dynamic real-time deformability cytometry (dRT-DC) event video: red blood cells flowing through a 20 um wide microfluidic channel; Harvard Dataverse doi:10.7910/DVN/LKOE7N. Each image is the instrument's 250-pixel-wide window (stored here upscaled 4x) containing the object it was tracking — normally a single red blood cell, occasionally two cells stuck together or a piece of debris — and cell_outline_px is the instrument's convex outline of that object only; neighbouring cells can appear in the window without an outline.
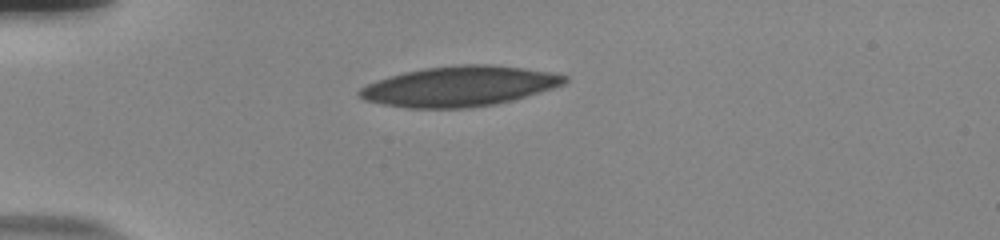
{"species": "human", "species_latin": "Homo sapiens", "temperature_condition": "room temperature", "stored_images_in_passage": 41, "camera_frame_rate_fps": 3000, "um_per_image_px": 0.085, "donor": {"sex": "male"}, "frame": {"image": 1, "passage_image": 1, "time_ms": 0.0, "image_size_px": [1000, 240], "cell_outline_px": [[568, 80], [564, 84], [552, 88], [512, 100], [496, 104], [464, 108], [408, 108], [384, 104], [364, 100], [356, 96], [356, 92], [360, 88], [376, 80], [388, 76], [404, 72], [424, 68], [460, 64], [488, 64], [524, 68], [556, 72], [568, 76]], "centroid_in_image_um": [39.04, 7.32], "position_along_channel_um": 46.0, "area_um2": 48.15}}
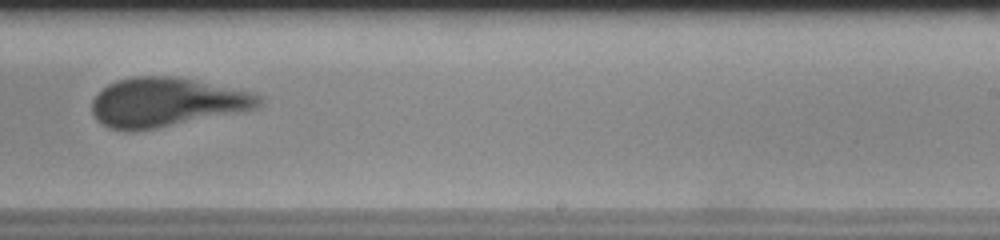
{"frame": {"image": 2, "passage_image": 22, "time_ms": 7.0, "image_size_px": [1000, 240], "cell_outline_px": [[264, 104], [256, 108], [156, 128], [132, 132], [108, 128], [96, 120], [92, 112], [92, 100], [108, 84], [116, 80], [132, 76], [172, 76], [252, 92], [260, 96], [264, 100]], "centroid_in_image_um": [14.1, 8.69], "position_along_channel_um": 274.9, "area_um2": 47.4}}
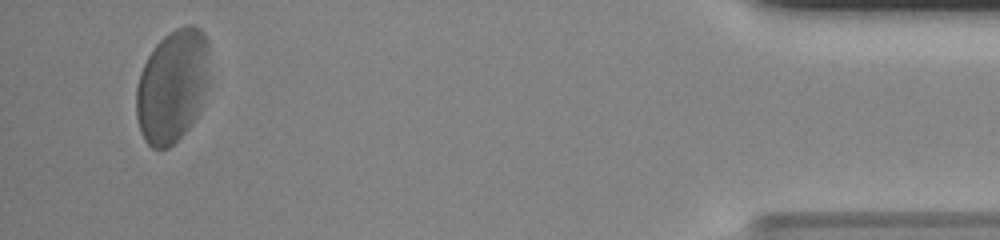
{"frame": {"image": 3, "passage_image": 39, "time_ms": 12.667, "image_size_px": [1000, 240], "cell_outline_px": [[208, 84], [200, 112], [196, 120], [168, 148], [152, 148], [144, 140], [140, 132], [136, 116], [136, 88], [140, 72], [148, 56], [156, 44], [168, 32], [184, 24], [192, 24], [200, 28], [204, 32], [208, 40]], "centroid_in_image_um": [14.66, 7.29], "position_along_channel_um": 420.5, "area_um2": 48.84}, "authors_computed_cell_mechanics": {"area_um2": 48.4364, "velocity_mm_per_s": 3.7034, "shape_relaxation_time_tau1_ms": 3.5348, "shape_relaxation_time_tau2_ms": 1.1295, "deformation_change_tau1": 0.1508, "deformation_change_tau2": 0.0888}}